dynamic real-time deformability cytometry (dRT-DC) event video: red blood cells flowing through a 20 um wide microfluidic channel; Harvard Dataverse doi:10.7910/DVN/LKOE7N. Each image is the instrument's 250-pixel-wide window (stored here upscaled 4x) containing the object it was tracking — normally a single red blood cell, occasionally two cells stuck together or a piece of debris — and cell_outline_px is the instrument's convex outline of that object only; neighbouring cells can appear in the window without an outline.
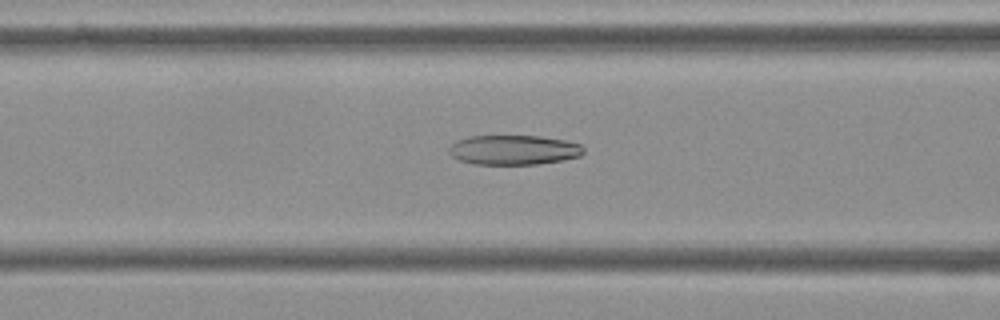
{"species": "Egyptian fruit bat (a non-hibernating species)", "species_latin": "Rousettus aegyptiacus", "temperature_condition": "cold", "stored_images_in_passage": 55, "camera_frame_rate_fps": 3000, "um_per_image_px": 0.085, "frame": {"image": 1, "passage_image": 22, "time_ms": 7.0, "image_size_px": [1000, 320], "cell_outline_px": [[584, 152], [580, 156], [564, 160], [536, 164], [476, 164], [460, 160], [452, 156], [448, 152], [448, 148], [456, 140], [468, 136], [540, 136], [564, 140], [580, 144], [584, 148]], "centroid_in_image_um": [43.66, 12.74], "position_along_channel_um": 122.9, "area_um2": 23.29}}
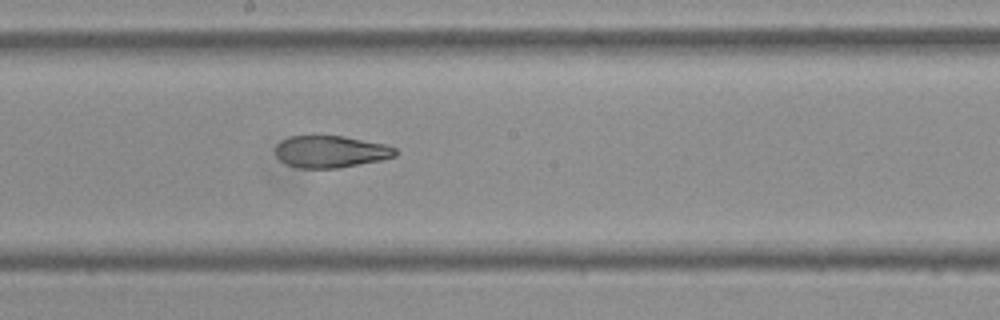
{"frame": {"image": 2, "passage_image": 30, "time_ms": 9.667, "image_size_px": [1000, 320], "cell_outline_px": [[400, 152], [396, 156], [380, 160], [336, 168], [300, 168], [284, 164], [276, 156], [276, 144], [292, 136], [344, 136], [388, 144], [396, 148]], "centroid_in_image_um": [28.15, 12.89], "position_along_channel_um": 220.1, "area_um2": 22.43}}
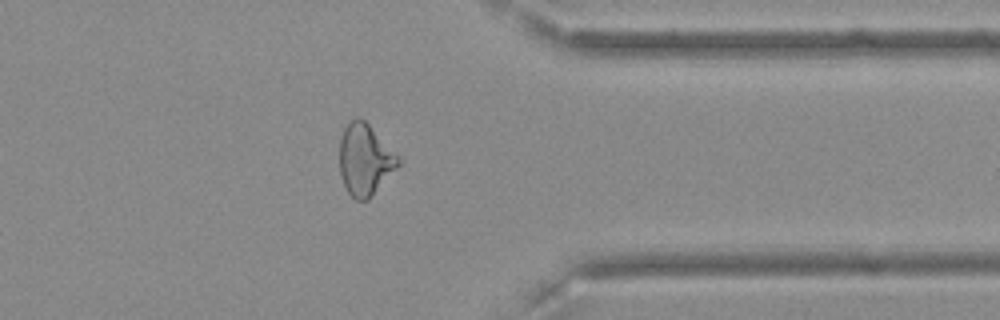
{"frame": {"image": 3, "passage_image": 44, "time_ms": 14.333, "image_size_px": [1000, 320], "cell_outline_px": [[400, 164], [368, 200], [356, 200], [348, 192], [340, 176], [340, 140], [344, 128], [348, 120], [356, 116], [360, 116], [400, 156]], "centroid_in_image_um": [31.02, 13.54], "position_along_channel_um": 380.4, "area_um2": 24.45}, "authors_computed_cell_mechanics": {"area_um2": 25.143, "velocity_mm_per_s": 3.6367, "shape_relaxation_time_tau1_ms": null, "shape_relaxation_time_tau2_ms": 2.8284, "deformation_change_tau1": null, "deformation_change_tau2": 0.1007}}